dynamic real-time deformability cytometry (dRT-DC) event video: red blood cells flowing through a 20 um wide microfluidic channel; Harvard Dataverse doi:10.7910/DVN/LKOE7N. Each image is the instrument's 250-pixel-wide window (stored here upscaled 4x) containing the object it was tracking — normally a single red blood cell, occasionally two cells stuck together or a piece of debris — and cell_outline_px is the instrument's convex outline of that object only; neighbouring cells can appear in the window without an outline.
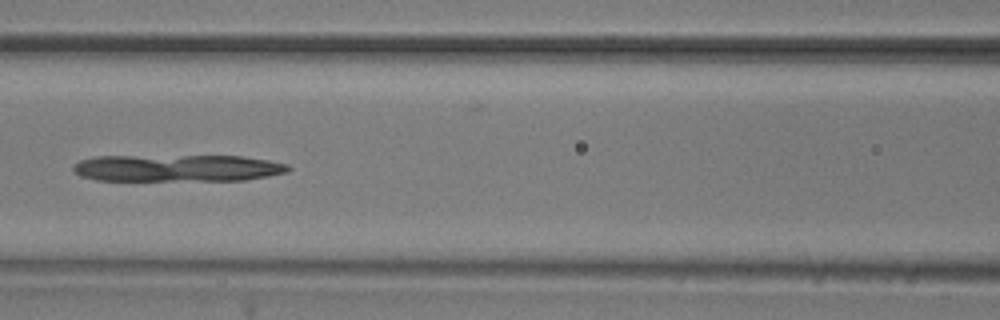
{"species": "common noctule bat (a hibernating species)", "species_latin": "Nyctalus noctula", "temperature_condition": "room temperature", "stored_images_in_passage": 37, "camera_frame_rate_fps": 3000, "um_per_image_px": 0.085, "animal": {"sex": "male", "body_mass_g": 20.5, "forearm_length_mm": 52.5}, "frame": {"image": 1, "passage_image": 10, "time_ms": 3.0, "image_size_px": [1000, 320], "cell_outline_px": [[292, 168], [288, 172], [268, 176], [244, 180], [96, 180], [80, 176], [72, 168], [80, 160], [96, 156], [240, 156], [268, 160], [288, 164]], "centroid_in_image_um": [15.1, 14.28], "position_along_channel_um": 151.5, "area_um2": 33.7}}
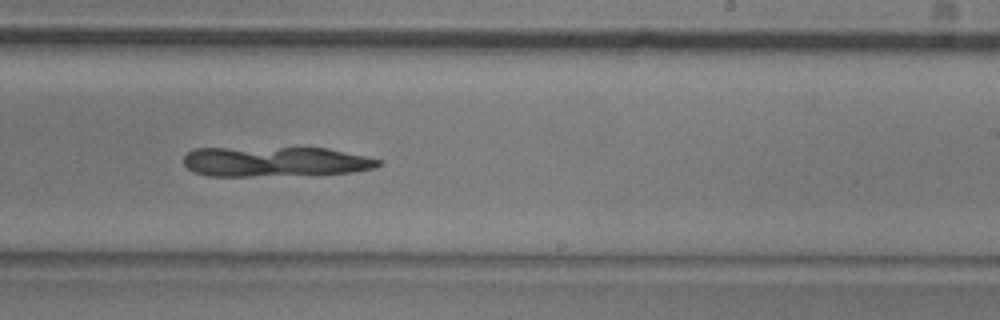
{"frame": {"image": 2, "passage_image": 19, "time_ms": 6.0, "image_size_px": [1000, 320], "cell_outline_px": [[384, 164], [376, 168], [352, 172], [252, 176], [208, 176], [192, 172], [184, 164], [184, 156], [192, 148], [328, 148], [364, 156], [380, 160]], "centroid_in_image_um": [23.35, 13.73], "position_along_channel_um": 265.7, "area_um2": 33.87}}